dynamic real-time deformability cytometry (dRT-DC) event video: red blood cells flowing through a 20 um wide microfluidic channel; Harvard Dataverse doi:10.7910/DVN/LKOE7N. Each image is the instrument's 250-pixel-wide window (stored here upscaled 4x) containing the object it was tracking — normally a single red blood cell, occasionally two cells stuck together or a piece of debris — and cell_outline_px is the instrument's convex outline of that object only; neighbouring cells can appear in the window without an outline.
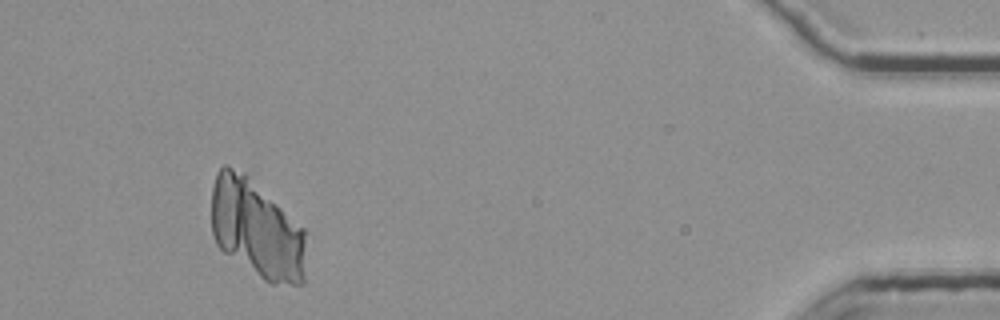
{"species": "common noctule bat (a hibernating species)", "species_latin": "Nyctalus noctula", "temperature_condition": "room temperature", "stored_images_in_passage": 52, "camera_frame_rate_fps": 3000, "um_per_image_px": 0.085, "animal": {"sex": "female", "body_mass_g": 25.1}, "frame": {"image": 1, "passage_image": 49, "time_ms": 16.0, "image_size_px": [1000, 320], "cell_outline_px": [[304, 284], [272, 284], [264, 280], [224, 252], [216, 244], [212, 236], [212, 188], [216, 172], [224, 164], [228, 164], [244, 172], [304, 228]], "centroid_in_image_um": [21.78, 19.45], "position_along_channel_um": 413.4, "area_um2": 54.33}}